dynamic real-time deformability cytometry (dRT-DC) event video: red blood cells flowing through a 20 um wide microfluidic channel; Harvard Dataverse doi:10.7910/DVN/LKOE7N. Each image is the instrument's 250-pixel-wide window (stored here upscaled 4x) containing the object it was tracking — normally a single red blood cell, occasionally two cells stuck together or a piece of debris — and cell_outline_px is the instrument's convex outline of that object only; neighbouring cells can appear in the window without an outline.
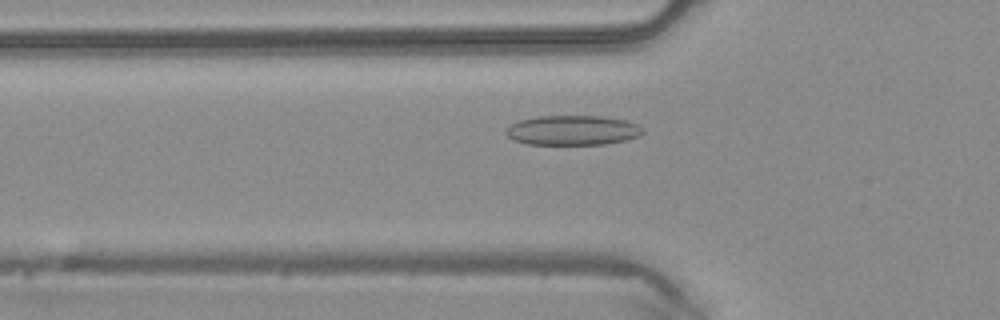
{"species": "common noctule bat (a hibernating species)", "species_latin": "Nyctalus noctula", "temperature_condition": "warm", "stored_images_in_passage": 33, "camera_frame_rate_fps": 3000, "um_per_image_px": 0.085, "animal": {"sex": "male", "body_mass_g": 20.4}, "frame": {"image": 1, "passage_image": 2, "time_ms": 0.333, "image_size_px": [1000, 320], "cell_outline_px": [[644, 132], [640, 136], [624, 140], [604, 144], [528, 144], [512, 140], [504, 132], [512, 124], [520, 120], [536, 116], [604, 116], [624, 120], [636, 124], [644, 128]], "centroid_in_image_um": [48.68, 11.07], "position_along_channel_um": 77.1, "area_um2": 23.7}}
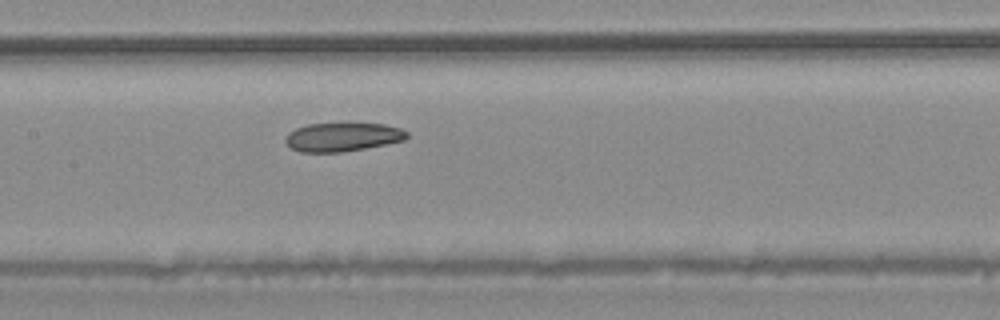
{"frame": {"image": 2, "passage_image": 9, "time_ms": 2.667, "image_size_px": [1000, 320], "cell_outline_px": [[408, 136], [404, 140], [364, 148], [340, 152], [300, 152], [292, 148], [284, 140], [288, 132], [296, 128], [308, 124], [348, 120], [384, 124], [400, 128], [408, 132]], "centroid_in_image_um": [29.11, 11.58], "position_along_channel_um": 178.3, "area_um2": 21.1}}
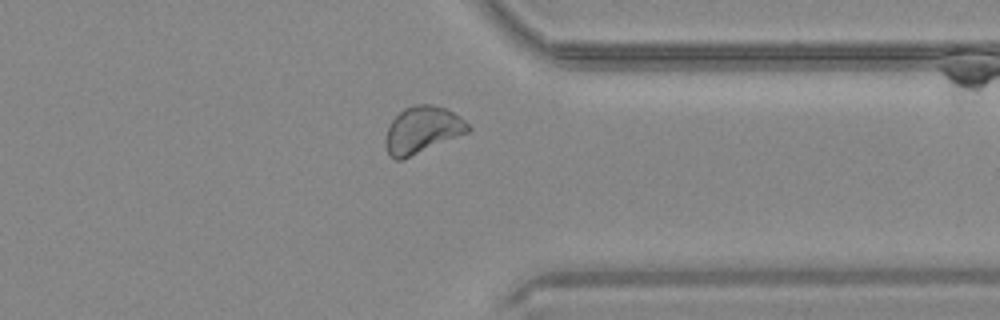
{"frame": {"image": 3, "passage_image": 23, "time_ms": 7.333, "image_size_px": [1000, 320], "cell_outline_px": [[472, 128], [468, 132], [400, 160], [396, 160], [388, 152], [384, 144], [384, 140], [388, 128], [392, 120], [404, 108], [416, 104], [432, 104], [444, 108], [460, 116]], "centroid_in_image_um": [35.88, 11.02], "position_along_channel_um": 375.5, "area_um2": 22.14}}